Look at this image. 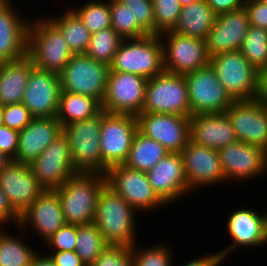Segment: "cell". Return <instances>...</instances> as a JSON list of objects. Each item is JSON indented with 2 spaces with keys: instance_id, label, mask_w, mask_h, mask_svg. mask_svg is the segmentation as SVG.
<instances>
[{
  "instance_id": "cell-1",
  "label": "cell",
  "mask_w": 267,
  "mask_h": 266,
  "mask_svg": "<svg viewBox=\"0 0 267 266\" xmlns=\"http://www.w3.org/2000/svg\"><path fill=\"white\" fill-rule=\"evenodd\" d=\"M107 184L99 193L94 223L108 245L136 244V219L139 214Z\"/></svg>"
},
{
  "instance_id": "cell-2",
  "label": "cell",
  "mask_w": 267,
  "mask_h": 266,
  "mask_svg": "<svg viewBox=\"0 0 267 266\" xmlns=\"http://www.w3.org/2000/svg\"><path fill=\"white\" fill-rule=\"evenodd\" d=\"M105 184L103 173H78L55 190L66 224L94 222L98 196Z\"/></svg>"
},
{
  "instance_id": "cell-3",
  "label": "cell",
  "mask_w": 267,
  "mask_h": 266,
  "mask_svg": "<svg viewBox=\"0 0 267 266\" xmlns=\"http://www.w3.org/2000/svg\"><path fill=\"white\" fill-rule=\"evenodd\" d=\"M40 17L30 20L27 55L35 67L59 74L74 54L61 31L47 17Z\"/></svg>"
},
{
  "instance_id": "cell-4",
  "label": "cell",
  "mask_w": 267,
  "mask_h": 266,
  "mask_svg": "<svg viewBox=\"0 0 267 266\" xmlns=\"http://www.w3.org/2000/svg\"><path fill=\"white\" fill-rule=\"evenodd\" d=\"M110 71L138 74L144 78L164 72L163 49L159 35L124 39L120 44Z\"/></svg>"
},
{
  "instance_id": "cell-5",
  "label": "cell",
  "mask_w": 267,
  "mask_h": 266,
  "mask_svg": "<svg viewBox=\"0 0 267 266\" xmlns=\"http://www.w3.org/2000/svg\"><path fill=\"white\" fill-rule=\"evenodd\" d=\"M209 64L235 101L256 99L259 71L239 51L222 52L210 57Z\"/></svg>"
},
{
  "instance_id": "cell-6",
  "label": "cell",
  "mask_w": 267,
  "mask_h": 266,
  "mask_svg": "<svg viewBox=\"0 0 267 266\" xmlns=\"http://www.w3.org/2000/svg\"><path fill=\"white\" fill-rule=\"evenodd\" d=\"M142 112L191 116L184 75L163 72L147 80Z\"/></svg>"
},
{
  "instance_id": "cell-7",
  "label": "cell",
  "mask_w": 267,
  "mask_h": 266,
  "mask_svg": "<svg viewBox=\"0 0 267 266\" xmlns=\"http://www.w3.org/2000/svg\"><path fill=\"white\" fill-rule=\"evenodd\" d=\"M101 112L92 118L63 127L68 138L74 168L78 173H102L100 148Z\"/></svg>"
},
{
  "instance_id": "cell-8",
  "label": "cell",
  "mask_w": 267,
  "mask_h": 266,
  "mask_svg": "<svg viewBox=\"0 0 267 266\" xmlns=\"http://www.w3.org/2000/svg\"><path fill=\"white\" fill-rule=\"evenodd\" d=\"M137 131L136 116L101 111L100 148L103 174L112 166L124 164Z\"/></svg>"
},
{
  "instance_id": "cell-9",
  "label": "cell",
  "mask_w": 267,
  "mask_h": 266,
  "mask_svg": "<svg viewBox=\"0 0 267 266\" xmlns=\"http://www.w3.org/2000/svg\"><path fill=\"white\" fill-rule=\"evenodd\" d=\"M110 68L86 53L74 54L59 73L62 91L87 95L101 104L105 98Z\"/></svg>"
},
{
  "instance_id": "cell-10",
  "label": "cell",
  "mask_w": 267,
  "mask_h": 266,
  "mask_svg": "<svg viewBox=\"0 0 267 266\" xmlns=\"http://www.w3.org/2000/svg\"><path fill=\"white\" fill-rule=\"evenodd\" d=\"M159 36L165 72L185 75L209 65L210 57L205 40L174 31H168Z\"/></svg>"
},
{
  "instance_id": "cell-11",
  "label": "cell",
  "mask_w": 267,
  "mask_h": 266,
  "mask_svg": "<svg viewBox=\"0 0 267 266\" xmlns=\"http://www.w3.org/2000/svg\"><path fill=\"white\" fill-rule=\"evenodd\" d=\"M105 177L106 184L131 205L137 213L154 211L158 208L161 209V206H166L154 192L146 172L120 164L110 167L105 173Z\"/></svg>"
},
{
  "instance_id": "cell-12",
  "label": "cell",
  "mask_w": 267,
  "mask_h": 266,
  "mask_svg": "<svg viewBox=\"0 0 267 266\" xmlns=\"http://www.w3.org/2000/svg\"><path fill=\"white\" fill-rule=\"evenodd\" d=\"M184 77L187 83L191 116L223 113L235 102L210 64L185 74Z\"/></svg>"
},
{
  "instance_id": "cell-13",
  "label": "cell",
  "mask_w": 267,
  "mask_h": 266,
  "mask_svg": "<svg viewBox=\"0 0 267 266\" xmlns=\"http://www.w3.org/2000/svg\"><path fill=\"white\" fill-rule=\"evenodd\" d=\"M146 85L147 79L138 74L109 70L102 110L137 116L144 106Z\"/></svg>"
},
{
  "instance_id": "cell-14",
  "label": "cell",
  "mask_w": 267,
  "mask_h": 266,
  "mask_svg": "<svg viewBox=\"0 0 267 266\" xmlns=\"http://www.w3.org/2000/svg\"><path fill=\"white\" fill-rule=\"evenodd\" d=\"M29 165L44 190H56L78 174L74 168L68 138L63 133Z\"/></svg>"
},
{
  "instance_id": "cell-15",
  "label": "cell",
  "mask_w": 267,
  "mask_h": 266,
  "mask_svg": "<svg viewBox=\"0 0 267 266\" xmlns=\"http://www.w3.org/2000/svg\"><path fill=\"white\" fill-rule=\"evenodd\" d=\"M225 182H243L267 173V151L237 141L218 150ZM232 181V182H231Z\"/></svg>"
},
{
  "instance_id": "cell-16",
  "label": "cell",
  "mask_w": 267,
  "mask_h": 266,
  "mask_svg": "<svg viewBox=\"0 0 267 266\" xmlns=\"http://www.w3.org/2000/svg\"><path fill=\"white\" fill-rule=\"evenodd\" d=\"M136 118L138 131L161 143L170 153H181L190 141V117L141 112Z\"/></svg>"
},
{
  "instance_id": "cell-17",
  "label": "cell",
  "mask_w": 267,
  "mask_h": 266,
  "mask_svg": "<svg viewBox=\"0 0 267 266\" xmlns=\"http://www.w3.org/2000/svg\"><path fill=\"white\" fill-rule=\"evenodd\" d=\"M229 214L225 228L232 242L218 251L225 260L238 247L256 248L267 244V211L261 214L251 207H241Z\"/></svg>"
},
{
  "instance_id": "cell-18",
  "label": "cell",
  "mask_w": 267,
  "mask_h": 266,
  "mask_svg": "<svg viewBox=\"0 0 267 266\" xmlns=\"http://www.w3.org/2000/svg\"><path fill=\"white\" fill-rule=\"evenodd\" d=\"M61 91L58 73L34 67L30 72L22 103L34 118L56 117Z\"/></svg>"
},
{
  "instance_id": "cell-19",
  "label": "cell",
  "mask_w": 267,
  "mask_h": 266,
  "mask_svg": "<svg viewBox=\"0 0 267 266\" xmlns=\"http://www.w3.org/2000/svg\"><path fill=\"white\" fill-rule=\"evenodd\" d=\"M226 113L238 141L267 151V107L253 100L235 101Z\"/></svg>"
},
{
  "instance_id": "cell-20",
  "label": "cell",
  "mask_w": 267,
  "mask_h": 266,
  "mask_svg": "<svg viewBox=\"0 0 267 266\" xmlns=\"http://www.w3.org/2000/svg\"><path fill=\"white\" fill-rule=\"evenodd\" d=\"M0 188L19 216L44 191L30 165L13 160L0 171Z\"/></svg>"
},
{
  "instance_id": "cell-21",
  "label": "cell",
  "mask_w": 267,
  "mask_h": 266,
  "mask_svg": "<svg viewBox=\"0 0 267 266\" xmlns=\"http://www.w3.org/2000/svg\"><path fill=\"white\" fill-rule=\"evenodd\" d=\"M181 155L191 193L199 187L225 183V175L217 150L189 141L181 151Z\"/></svg>"
},
{
  "instance_id": "cell-22",
  "label": "cell",
  "mask_w": 267,
  "mask_h": 266,
  "mask_svg": "<svg viewBox=\"0 0 267 266\" xmlns=\"http://www.w3.org/2000/svg\"><path fill=\"white\" fill-rule=\"evenodd\" d=\"M65 224L57 192L44 190L22 213L18 226L27 232L34 229V233L42 237L41 241L46 242Z\"/></svg>"
},
{
  "instance_id": "cell-23",
  "label": "cell",
  "mask_w": 267,
  "mask_h": 266,
  "mask_svg": "<svg viewBox=\"0 0 267 266\" xmlns=\"http://www.w3.org/2000/svg\"><path fill=\"white\" fill-rule=\"evenodd\" d=\"M146 174L154 192L166 205L191 194L181 153H169Z\"/></svg>"
},
{
  "instance_id": "cell-24",
  "label": "cell",
  "mask_w": 267,
  "mask_h": 266,
  "mask_svg": "<svg viewBox=\"0 0 267 266\" xmlns=\"http://www.w3.org/2000/svg\"><path fill=\"white\" fill-rule=\"evenodd\" d=\"M250 26L244 8L218 14L205 40L208 56L240 50Z\"/></svg>"
},
{
  "instance_id": "cell-25",
  "label": "cell",
  "mask_w": 267,
  "mask_h": 266,
  "mask_svg": "<svg viewBox=\"0 0 267 266\" xmlns=\"http://www.w3.org/2000/svg\"><path fill=\"white\" fill-rule=\"evenodd\" d=\"M12 0L0 6V60L15 61L27 55L30 19L20 16ZM18 11V12H17Z\"/></svg>"
},
{
  "instance_id": "cell-26",
  "label": "cell",
  "mask_w": 267,
  "mask_h": 266,
  "mask_svg": "<svg viewBox=\"0 0 267 266\" xmlns=\"http://www.w3.org/2000/svg\"><path fill=\"white\" fill-rule=\"evenodd\" d=\"M190 141L219 150L237 142V137L226 112L190 116Z\"/></svg>"
},
{
  "instance_id": "cell-27",
  "label": "cell",
  "mask_w": 267,
  "mask_h": 266,
  "mask_svg": "<svg viewBox=\"0 0 267 266\" xmlns=\"http://www.w3.org/2000/svg\"><path fill=\"white\" fill-rule=\"evenodd\" d=\"M62 133L63 128L56 117L33 118L19 132L18 150L13 161L31 164Z\"/></svg>"
},
{
  "instance_id": "cell-28",
  "label": "cell",
  "mask_w": 267,
  "mask_h": 266,
  "mask_svg": "<svg viewBox=\"0 0 267 266\" xmlns=\"http://www.w3.org/2000/svg\"><path fill=\"white\" fill-rule=\"evenodd\" d=\"M35 66L31 58L4 61L0 66V105L22 103L31 70Z\"/></svg>"
},
{
  "instance_id": "cell-29",
  "label": "cell",
  "mask_w": 267,
  "mask_h": 266,
  "mask_svg": "<svg viewBox=\"0 0 267 266\" xmlns=\"http://www.w3.org/2000/svg\"><path fill=\"white\" fill-rule=\"evenodd\" d=\"M217 15L206 0H195L183 6L178 21L172 31L189 37L206 40L209 31L214 26Z\"/></svg>"
},
{
  "instance_id": "cell-30",
  "label": "cell",
  "mask_w": 267,
  "mask_h": 266,
  "mask_svg": "<svg viewBox=\"0 0 267 266\" xmlns=\"http://www.w3.org/2000/svg\"><path fill=\"white\" fill-rule=\"evenodd\" d=\"M102 111V104L95 98L61 91L56 115L62 128L73 122L89 119Z\"/></svg>"
},
{
  "instance_id": "cell-31",
  "label": "cell",
  "mask_w": 267,
  "mask_h": 266,
  "mask_svg": "<svg viewBox=\"0 0 267 266\" xmlns=\"http://www.w3.org/2000/svg\"><path fill=\"white\" fill-rule=\"evenodd\" d=\"M170 152L161 143L136 132L128 157L123 165L128 168L147 172Z\"/></svg>"
},
{
  "instance_id": "cell-32",
  "label": "cell",
  "mask_w": 267,
  "mask_h": 266,
  "mask_svg": "<svg viewBox=\"0 0 267 266\" xmlns=\"http://www.w3.org/2000/svg\"><path fill=\"white\" fill-rule=\"evenodd\" d=\"M16 227L18 228L16 230H20L19 232L22 235L11 234L10 231H7V227L0 231V266H30L35 256L39 253L36 248H32L24 240L28 238L26 231L18 225ZM23 235L25 236L24 238Z\"/></svg>"
},
{
  "instance_id": "cell-33",
  "label": "cell",
  "mask_w": 267,
  "mask_h": 266,
  "mask_svg": "<svg viewBox=\"0 0 267 266\" xmlns=\"http://www.w3.org/2000/svg\"><path fill=\"white\" fill-rule=\"evenodd\" d=\"M65 11H63L62 15L60 12L59 16L53 15L48 17L46 15V17L61 31L68 48L73 54L86 53L92 34L70 7Z\"/></svg>"
},
{
  "instance_id": "cell-34",
  "label": "cell",
  "mask_w": 267,
  "mask_h": 266,
  "mask_svg": "<svg viewBox=\"0 0 267 266\" xmlns=\"http://www.w3.org/2000/svg\"><path fill=\"white\" fill-rule=\"evenodd\" d=\"M107 246L103 234L94 222L77 225L75 252L86 266H91Z\"/></svg>"
},
{
  "instance_id": "cell-35",
  "label": "cell",
  "mask_w": 267,
  "mask_h": 266,
  "mask_svg": "<svg viewBox=\"0 0 267 266\" xmlns=\"http://www.w3.org/2000/svg\"><path fill=\"white\" fill-rule=\"evenodd\" d=\"M123 40L112 27L92 33L86 54L110 66Z\"/></svg>"
},
{
  "instance_id": "cell-36",
  "label": "cell",
  "mask_w": 267,
  "mask_h": 266,
  "mask_svg": "<svg viewBox=\"0 0 267 266\" xmlns=\"http://www.w3.org/2000/svg\"><path fill=\"white\" fill-rule=\"evenodd\" d=\"M75 7L70 8L79 16L91 34L111 27L110 0H88Z\"/></svg>"
},
{
  "instance_id": "cell-37",
  "label": "cell",
  "mask_w": 267,
  "mask_h": 266,
  "mask_svg": "<svg viewBox=\"0 0 267 266\" xmlns=\"http://www.w3.org/2000/svg\"><path fill=\"white\" fill-rule=\"evenodd\" d=\"M239 51L257 71L267 69V29L250 26Z\"/></svg>"
},
{
  "instance_id": "cell-38",
  "label": "cell",
  "mask_w": 267,
  "mask_h": 266,
  "mask_svg": "<svg viewBox=\"0 0 267 266\" xmlns=\"http://www.w3.org/2000/svg\"><path fill=\"white\" fill-rule=\"evenodd\" d=\"M111 27L123 38H140L148 35L137 22H132L130 8L118 0H110Z\"/></svg>"
},
{
  "instance_id": "cell-39",
  "label": "cell",
  "mask_w": 267,
  "mask_h": 266,
  "mask_svg": "<svg viewBox=\"0 0 267 266\" xmlns=\"http://www.w3.org/2000/svg\"><path fill=\"white\" fill-rule=\"evenodd\" d=\"M137 244L138 242L131 247L134 266H174L171 257L174 254L172 255V249L166 246V243H157L149 247L146 245V248L145 246L140 248Z\"/></svg>"
},
{
  "instance_id": "cell-40",
  "label": "cell",
  "mask_w": 267,
  "mask_h": 266,
  "mask_svg": "<svg viewBox=\"0 0 267 266\" xmlns=\"http://www.w3.org/2000/svg\"><path fill=\"white\" fill-rule=\"evenodd\" d=\"M155 20V35L172 31L181 12L179 0H152Z\"/></svg>"
},
{
  "instance_id": "cell-41",
  "label": "cell",
  "mask_w": 267,
  "mask_h": 266,
  "mask_svg": "<svg viewBox=\"0 0 267 266\" xmlns=\"http://www.w3.org/2000/svg\"><path fill=\"white\" fill-rule=\"evenodd\" d=\"M130 8L132 22L138 25L148 34L155 35V20L152 0H118Z\"/></svg>"
},
{
  "instance_id": "cell-42",
  "label": "cell",
  "mask_w": 267,
  "mask_h": 266,
  "mask_svg": "<svg viewBox=\"0 0 267 266\" xmlns=\"http://www.w3.org/2000/svg\"><path fill=\"white\" fill-rule=\"evenodd\" d=\"M91 266H134L131 247L108 245Z\"/></svg>"
},
{
  "instance_id": "cell-43",
  "label": "cell",
  "mask_w": 267,
  "mask_h": 266,
  "mask_svg": "<svg viewBox=\"0 0 267 266\" xmlns=\"http://www.w3.org/2000/svg\"><path fill=\"white\" fill-rule=\"evenodd\" d=\"M76 242L77 225L65 224L44 245L50 247L47 252L75 251Z\"/></svg>"
},
{
  "instance_id": "cell-44",
  "label": "cell",
  "mask_w": 267,
  "mask_h": 266,
  "mask_svg": "<svg viewBox=\"0 0 267 266\" xmlns=\"http://www.w3.org/2000/svg\"><path fill=\"white\" fill-rule=\"evenodd\" d=\"M29 109L23 103L3 106L4 126L20 132L33 119Z\"/></svg>"
},
{
  "instance_id": "cell-45",
  "label": "cell",
  "mask_w": 267,
  "mask_h": 266,
  "mask_svg": "<svg viewBox=\"0 0 267 266\" xmlns=\"http://www.w3.org/2000/svg\"><path fill=\"white\" fill-rule=\"evenodd\" d=\"M245 11L251 26L267 29V4L259 0H245Z\"/></svg>"
},
{
  "instance_id": "cell-46",
  "label": "cell",
  "mask_w": 267,
  "mask_h": 266,
  "mask_svg": "<svg viewBox=\"0 0 267 266\" xmlns=\"http://www.w3.org/2000/svg\"><path fill=\"white\" fill-rule=\"evenodd\" d=\"M18 135V131L4 125L0 126V151L12 160L15 158L18 150Z\"/></svg>"
},
{
  "instance_id": "cell-47",
  "label": "cell",
  "mask_w": 267,
  "mask_h": 266,
  "mask_svg": "<svg viewBox=\"0 0 267 266\" xmlns=\"http://www.w3.org/2000/svg\"><path fill=\"white\" fill-rule=\"evenodd\" d=\"M46 255H49L56 266H86L75 251L48 252Z\"/></svg>"
},
{
  "instance_id": "cell-48",
  "label": "cell",
  "mask_w": 267,
  "mask_h": 266,
  "mask_svg": "<svg viewBox=\"0 0 267 266\" xmlns=\"http://www.w3.org/2000/svg\"><path fill=\"white\" fill-rule=\"evenodd\" d=\"M17 226L20 221V216L13 210L11 205L9 204L6 195L2 192L0 188V224L4 227L8 225L10 222Z\"/></svg>"
},
{
  "instance_id": "cell-49",
  "label": "cell",
  "mask_w": 267,
  "mask_h": 266,
  "mask_svg": "<svg viewBox=\"0 0 267 266\" xmlns=\"http://www.w3.org/2000/svg\"><path fill=\"white\" fill-rule=\"evenodd\" d=\"M206 3L216 15L237 11L245 6V0H206Z\"/></svg>"
},
{
  "instance_id": "cell-50",
  "label": "cell",
  "mask_w": 267,
  "mask_h": 266,
  "mask_svg": "<svg viewBox=\"0 0 267 266\" xmlns=\"http://www.w3.org/2000/svg\"><path fill=\"white\" fill-rule=\"evenodd\" d=\"M225 261L224 257L219 252H212L209 254L203 255L202 257L192 258V260H188V262L184 261V264H180L179 266H221Z\"/></svg>"
},
{
  "instance_id": "cell-51",
  "label": "cell",
  "mask_w": 267,
  "mask_h": 266,
  "mask_svg": "<svg viewBox=\"0 0 267 266\" xmlns=\"http://www.w3.org/2000/svg\"><path fill=\"white\" fill-rule=\"evenodd\" d=\"M256 100L267 107V69L259 72L258 93Z\"/></svg>"
},
{
  "instance_id": "cell-52",
  "label": "cell",
  "mask_w": 267,
  "mask_h": 266,
  "mask_svg": "<svg viewBox=\"0 0 267 266\" xmlns=\"http://www.w3.org/2000/svg\"><path fill=\"white\" fill-rule=\"evenodd\" d=\"M41 254L38 253L35 256L30 266H56L53 260L49 257V255H46L45 252Z\"/></svg>"
},
{
  "instance_id": "cell-53",
  "label": "cell",
  "mask_w": 267,
  "mask_h": 266,
  "mask_svg": "<svg viewBox=\"0 0 267 266\" xmlns=\"http://www.w3.org/2000/svg\"><path fill=\"white\" fill-rule=\"evenodd\" d=\"M12 159L6 154L0 151V171L11 161Z\"/></svg>"
},
{
  "instance_id": "cell-54",
  "label": "cell",
  "mask_w": 267,
  "mask_h": 266,
  "mask_svg": "<svg viewBox=\"0 0 267 266\" xmlns=\"http://www.w3.org/2000/svg\"><path fill=\"white\" fill-rule=\"evenodd\" d=\"M195 0H179L181 6H186V5H189L191 4L192 2H194Z\"/></svg>"
},
{
  "instance_id": "cell-55",
  "label": "cell",
  "mask_w": 267,
  "mask_h": 266,
  "mask_svg": "<svg viewBox=\"0 0 267 266\" xmlns=\"http://www.w3.org/2000/svg\"><path fill=\"white\" fill-rule=\"evenodd\" d=\"M4 125L3 123V106L0 105V126Z\"/></svg>"
},
{
  "instance_id": "cell-56",
  "label": "cell",
  "mask_w": 267,
  "mask_h": 266,
  "mask_svg": "<svg viewBox=\"0 0 267 266\" xmlns=\"http://www.w3.org/2000/svg\"><path fill=\"white\" fill-rule=\"evenodd\" d=\"M8 0H0V6H2L4 3H6Z\"/></svg>"
},
{
  "instance_id": "cell-57",
  "label": "cell",
  "mask_w": 267,
  "mask_h": 266,
  "mask_svg": "<svg viewBox=\"0 0 267 266\" xmlns=\"http://www.w3.org/2000/svg\"><path fill=\"white\" fill-rule=\"evenodd\" d=\"M259 1L267 4V0H259Z\"/></svg>"
},
{
  "instance_id": "cell-58",
  "label": "cell",
  "mask_w": 267,
  "mask_h": 266,
  "mask_svg": "<svg viewBox=\"0 0 267 266\" xmlns=\"http://www.w3.org/2000/svg\"><path fill=\"white\" fill-rule=\"evenodd\" d=\"M3 228H4V226L0 224V231H1Z\"/></svg>"
}]
</instances>
